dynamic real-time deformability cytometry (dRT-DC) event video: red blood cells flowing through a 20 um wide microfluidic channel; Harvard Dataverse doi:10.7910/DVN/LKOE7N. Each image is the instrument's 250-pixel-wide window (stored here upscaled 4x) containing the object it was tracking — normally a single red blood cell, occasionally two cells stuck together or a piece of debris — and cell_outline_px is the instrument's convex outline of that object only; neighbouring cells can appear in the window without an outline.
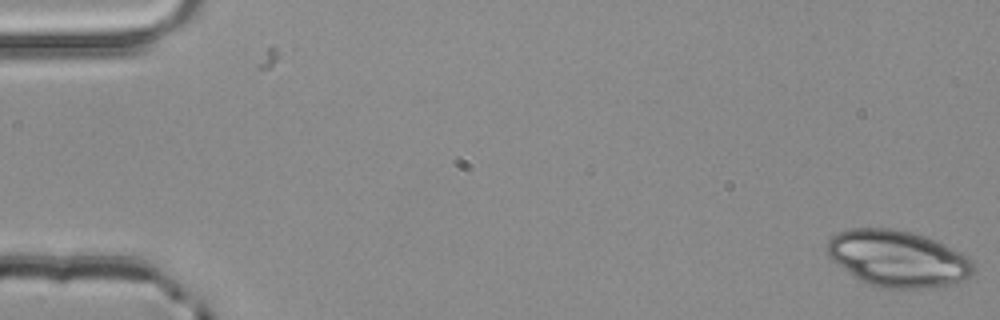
{"species": "common noctule bat (a hibernating species)", "species_latin": "Nyctalus noctula", "temperature_condition": "room temperature", "stored_images_in_passage": 3, "camera_frame_rate_fps": 3000, "um_per_image_px": 0.085, "animal": {"sex": "male", "body_mass_g": 20.4}, "frame": {"image": 1, "passage_image": 1, "time_ms": 0.0, "image_size_px": [1000, 320], "cell_outline_px": [[976, 272], [960, 284], [928, 288], [880, 288], [868, 284], [860, 280], [832, 260], [828, 256], [828, 240], [832, 236], [840, 232], [852, 228], [892, 228], [912, 232], [924, 236], [944, 244], [968, 256], [972, 260], [976, 268]], "centroid_in_image_um": [76.38, 22.0], "position_along_channel_um": 8.6, "area_um2": 48.44}}